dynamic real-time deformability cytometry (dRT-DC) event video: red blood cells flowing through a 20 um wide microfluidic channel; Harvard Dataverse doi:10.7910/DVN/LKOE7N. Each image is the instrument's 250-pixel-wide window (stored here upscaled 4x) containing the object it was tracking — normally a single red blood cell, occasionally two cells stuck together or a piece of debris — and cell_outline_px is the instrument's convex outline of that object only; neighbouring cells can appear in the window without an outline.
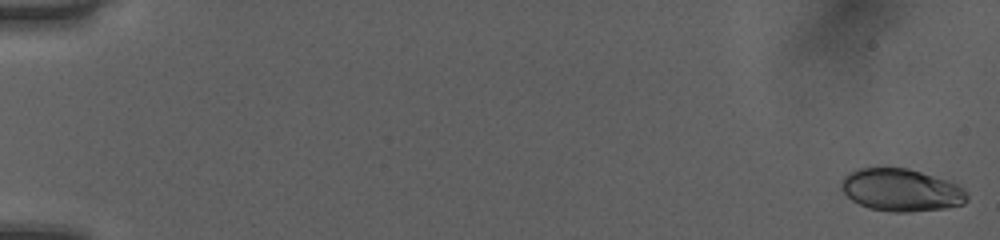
{"species": "human", "species_latin": "Homo sapiens", "temperature_condition": "room temperature", "stored_images_in_passage": 14, "camera_frame_rate_fps": 3000, "um_per_image_px": 0.085, "donor": {"sex": "female"}, "frame": {"image": 1, "passage_image": 1, "time_ms": 0.0, "image_size_px": [1000, 240], "cell_outline_px": [[968, 200], [964, 204], [944, 208], [908, 212], [892, 212], [868, 208], [852, 200], [840, 188], [840, 180], [848, 172], [860, 168], [908, 168], [948, 180], [964, 188], [968, 192]], "centroid_in_image_um": [76.6, 16.15], "position_along_channel_um": 8.4, "area_um2": 31.33}}